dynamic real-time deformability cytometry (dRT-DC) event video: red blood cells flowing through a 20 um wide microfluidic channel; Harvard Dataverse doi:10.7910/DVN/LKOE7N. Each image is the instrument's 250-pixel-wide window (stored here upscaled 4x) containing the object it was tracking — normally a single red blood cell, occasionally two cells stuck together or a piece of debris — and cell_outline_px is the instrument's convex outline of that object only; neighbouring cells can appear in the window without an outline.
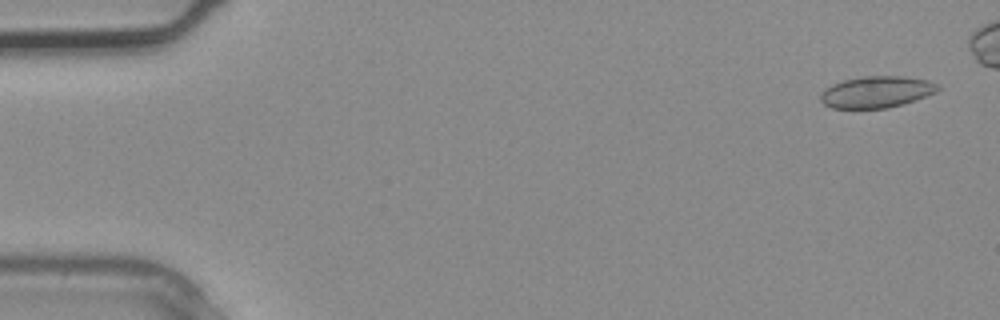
{"species": "common noctule bat (a hibernating species)", "species_latin": "Nyctalus noctula", "temperature_condition": "warm", "stored_images_in_passage": 4, "camera_frame_rate_fps": 3000, "um_per_image_px": 0.085, "animal": {"sex": "male", "body_mass_g": 20.4}, "frame": {"image": 1, "passage_image": 1, "time_ms": 0.0, "image_size_px": [1000, 320], "cell_outline_px": [[940, 88], [936, 92], [888, 108], [832, 108], [824, 104], [820, 100], [820, 92], [824, 88], [832, 84], [844, 80], [864, 76], [904, 76], [928, 80], [936, 84]], "centroid_in_image_um": [74.44, 7.81], "position_along_channel_um": 10.6, "area_um2": 21.39}}